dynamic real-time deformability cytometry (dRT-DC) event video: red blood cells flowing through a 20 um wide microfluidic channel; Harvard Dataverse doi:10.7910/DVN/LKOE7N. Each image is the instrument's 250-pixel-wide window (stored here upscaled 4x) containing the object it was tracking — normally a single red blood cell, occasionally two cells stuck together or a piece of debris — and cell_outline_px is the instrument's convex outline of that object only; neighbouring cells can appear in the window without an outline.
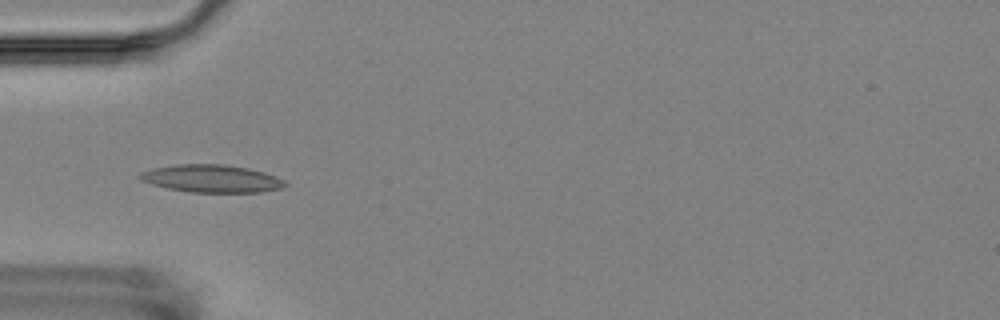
{"species": "Egyptian fruit bat (a non-hibernating species)", "species_latin": "Rousettus aegyptiacus", "temperature_condition": "room temperature", "stored_images_in_passage": 16, "camera_frame_rate_fps": 3000, "um_per_image_px": 0.085, "animal": {"sex": "female"}, "frame": {"image": 1, "passage_image": 6, "time_ms": 5.667, "image_size_px": [1000, 320], "cell_outline_px": [[288, 184], [280, 188], [260, 192], [192, 192], [168, 188], [152, 184], [140, 180], [136, 176], [140, 172], [152, 168], [176, 164], [220, 164], [248, 168], [264, 172], [284, 180]], "centroid_in_image_um": [17.94, 15.17], "position_along_channel_um": 67.1, "area_um2": 23.29}}
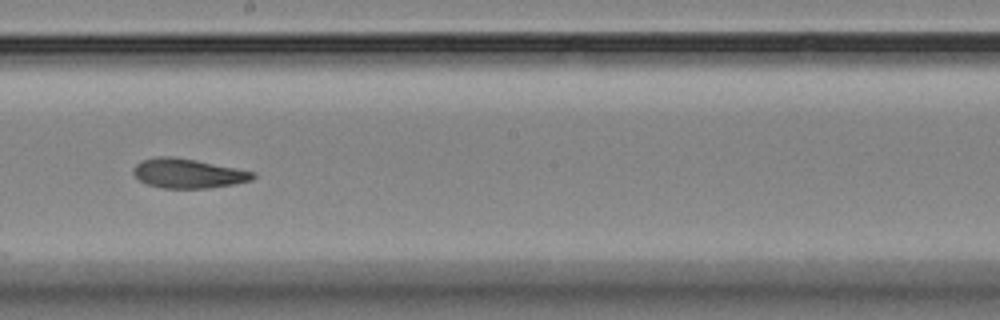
{"frame": {"image": 2, "passage_image": 10, "time_ms": 10.333, "image_size_px": [1000, 320], "cell_outline_px": [[256, 176], [252, 180], [232, 184], [208, 188], [160, 188], [148, 184], [140, 180], [132, 172], [132, 168], [136, 164], [144, 160], [160, 156], [168, 156], [196, 160], [256, 172]], "centroid_in_image_um": [15.99, 14.74], "position_along_channel_um": 232.2, "area_um2": 20.35}}
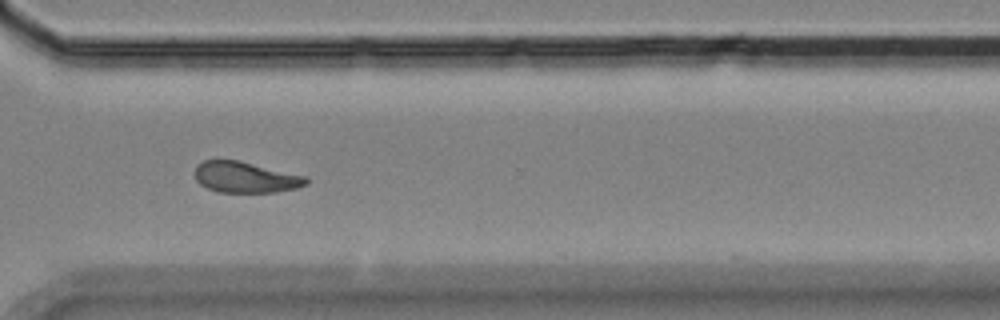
{"frame": {"image": 3, "passage_image": 13, "time_ms": 13.667, "image_size_px": [1000, 320], "cell_outline_px": [[308, 184], [296, 188], [276, 192], [216, 192], [200, 184], [196, 180], [196, 164], [204, 160], [236, 160], [308, 176]], "centroid_in_image_um": [20.88, 15.07], "position_along_channel_um": 349.7, "area_um2": 20.06}, "authors_computed_cell_mechanics": {"area_um2": 20.9236, "velocity_mm_per_s": 3.5296, "shape_relaxation_time_tau1_ms": 6.0115, "shape_relaxation_time_tau2_ms": 2.8244, "deformation_change_tau1": 0.1306, "deformation_change_tau2": 0.0823}}